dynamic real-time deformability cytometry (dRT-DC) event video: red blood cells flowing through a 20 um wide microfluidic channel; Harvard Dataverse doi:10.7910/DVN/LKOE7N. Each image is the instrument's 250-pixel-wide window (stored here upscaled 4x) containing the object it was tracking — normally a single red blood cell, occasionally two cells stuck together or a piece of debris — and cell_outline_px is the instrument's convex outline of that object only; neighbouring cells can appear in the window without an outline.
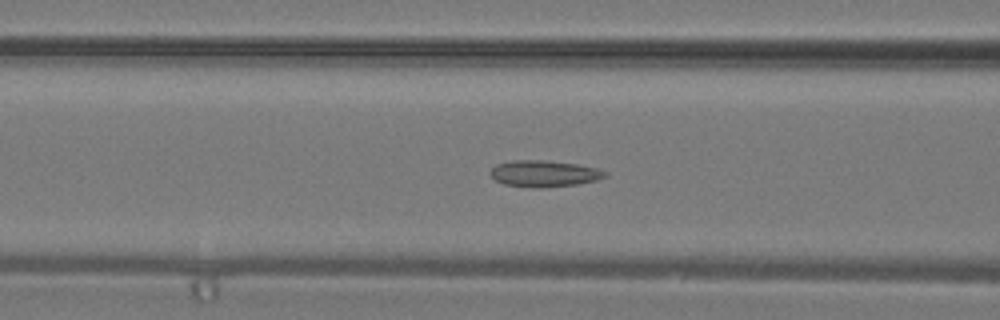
{"species": "common noctule bat (a hibernating species)", "species_latin": "Nyctalus noctula", "temperature_condition": "warm", "stored_images_in_passage": 40, "camera_frame_rate_fps": 3000, "um_per_image_px": 0.085, "animal": {"sex": "male", "body_mass_g": 19.2, "forearm_length_mm": 51.8}, "frame": {"image": 1, "passage_image": 17, "time_ms": 5.333, "image_size_px": [1000, 320], "cell_outline_px": [[608, 176], [596, 180], [576, 184], [540, 188], [536, 188], [504, 184], [496, 180], [488, 172], [496, 164], [512, 160], [544, 160], [576, 164], [596, 168], [608, 172]], "centroid_in_image_um": [46.24, 14.75], "position_along_channel_um": 120.4, "area_um2": 17.63}}
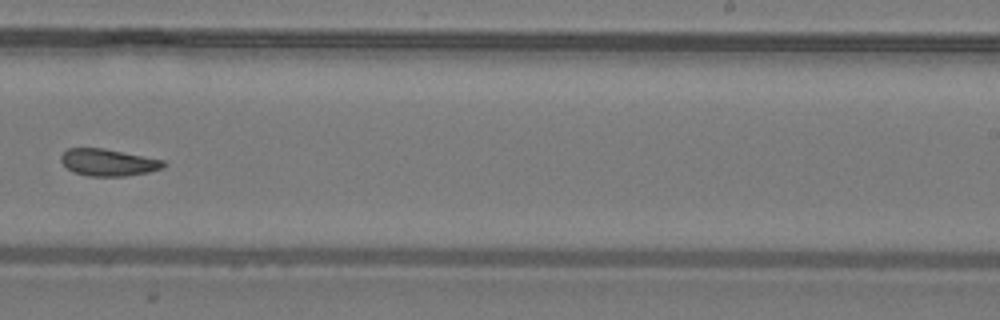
{"frame": {"image": 2, "passage_image": 26, "time_ms": 8.333, "image_size_px": [1000, 320], "cell_outline_px": [[168, 164], [164, 168], [148, 172], [124, 176], [88, 176], [72, 172], [60, 160], [60, 156], [68, 148], [104, 148], [164, 160]], "centroid_in_image_um": [9.22, 13.81], "position_along_channel_um": 279.8, "area_um2": 16.18}}
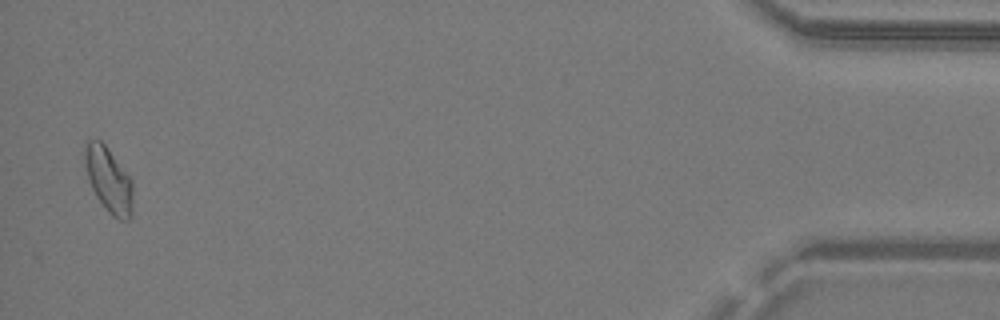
{"frame": {"image": 3, "passage_image": 39, "time_ms": 12.667, "image_size_px": [1000, 320], "cell_outline_px": [[132, 212], [128, 220], [120, 220], [112, 216], [108, 212], [96, 196], [92, 188], [88, 176], [84, 160], [84, 140], [100, 140], [108, 148], [132, 180]], "centroid_in_image_um": [9.23, 15.27], "position_along_channel_um": 426.0, "area_um2": 18.15}}